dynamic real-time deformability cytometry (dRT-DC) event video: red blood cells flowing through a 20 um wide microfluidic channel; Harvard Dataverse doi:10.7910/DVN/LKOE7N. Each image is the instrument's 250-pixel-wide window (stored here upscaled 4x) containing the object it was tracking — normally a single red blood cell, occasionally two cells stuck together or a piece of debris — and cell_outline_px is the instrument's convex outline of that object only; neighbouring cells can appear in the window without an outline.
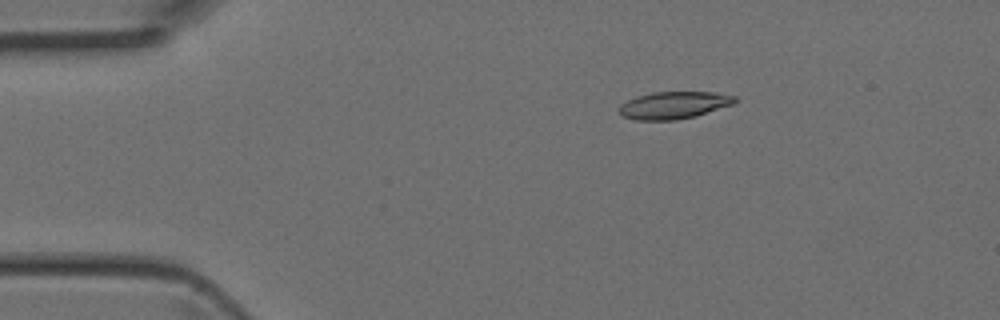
{"species": "Egyptian fruit bat (a non-hibernating species)", "species_latin": "Rousettus aegyptiacus", "temperature_condition": "room temperature", "stored_images_in_passage": 3, "camera_frame_rate_fps": 3000, "um_per_image_px": 0.085, "animal": {"sex": "female"}, "frame": {"image": 1, "passage_image": 1, "time_ms": 0.0, "image_size_px": [1000, 320], "cell_outline_px": [[736, 104], [696, 116], [676, 120], [636, 120], [624, 116], [616, 108], [620, 104], [636, 96], [652, 92], [716, 92], [736, 96]], "centroid_in_image_um": [57.3, 8.94], "position_along_channel_um": 27.7, "area_um2": 18.61}}
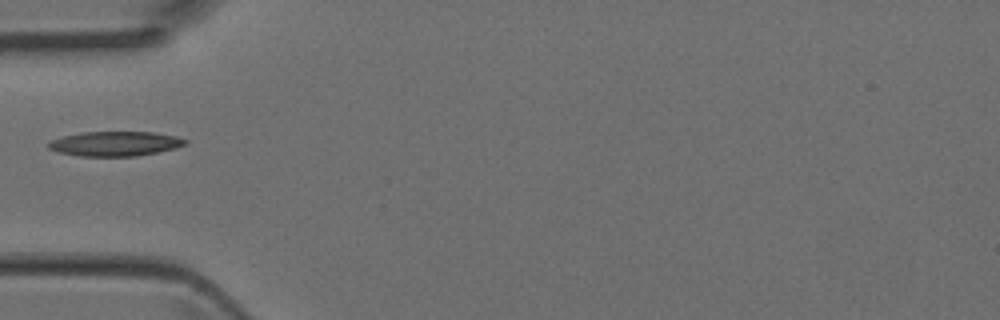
{"frame": {"image": 2, "passage_image": 3, "time_ms": 0.667, "image_size_px": [1000, 320], "cell_outline_px": [[188, 144], [176, 148], [136, 156], [80, 156], [60, 152], [48, 148], [48, 144], [52, 140], [64, 136], [84, 132], [152, 132], [176, 136], [188, 140]], "centroid_in_image_um": [9.83, 12.21], "position_along_channel_um": 75.2, "area_um2": 19.48}}